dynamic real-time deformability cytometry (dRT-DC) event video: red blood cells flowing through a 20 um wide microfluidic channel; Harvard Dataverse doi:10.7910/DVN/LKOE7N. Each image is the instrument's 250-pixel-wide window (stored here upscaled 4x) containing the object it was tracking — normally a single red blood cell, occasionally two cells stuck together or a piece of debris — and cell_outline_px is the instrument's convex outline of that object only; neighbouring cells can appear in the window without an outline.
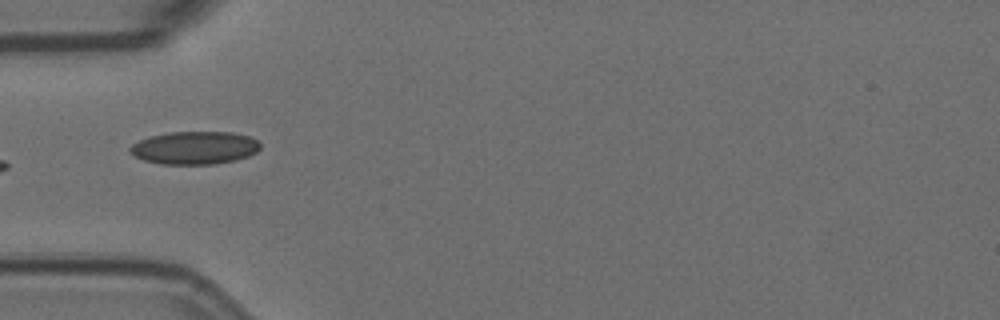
{"species": "Egyptian fruit bat (a non-hibernating species)", "species_latin": "Rousettus aegyptiacus", "temperature_condition": "room temperature", "stored_images_in_passage": 7, "camera_frame_rate_fps": 3000, "um_per_image_px": 0.085, "animal": {"sex": "female"}, "frame": {"image": 1, "passage_image": 6, "time_ms": 1.667, "image_size_px": [1000, 320], "cell_outline_px": [[260, 148], [256, 152], [248, 156], [236, 160], [212, 164], [160, 164], [144, 160], [128, 152], [128, 148], [132, 144], [148, 136], [168, 132], [232, 132], [248, 136], [256, 140], [260, 144]], "centroid_in_image_um": [16.51, 12.56], "position_along_channel_um": 68.5, "area_um2": 25.03}}
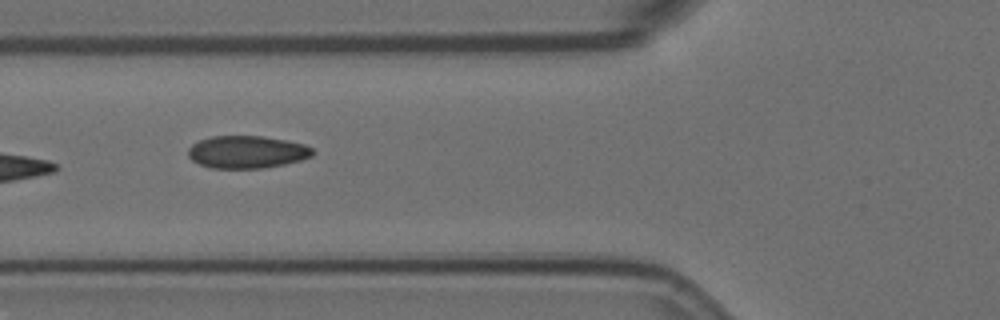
{"frame": {"image": 2, "passage_image": 7, "time_ms": 2.0, "image_size_px": [1000, 320], "cell_outline_px": [[316, 152], [312, 156], [300, 160], [284, 164], [264, 168], [212, 168], [200, 164], [192, 160], [188, 156], [188, 148], [192, 144], [200, 140], [212, 136], [260, 136], [284, 140], [304, 144], [312, 148]], "centroid_in_image_um": [20.99, 12.92], "position_along_channel_um": 104.8, "area_um2": 23.52}}